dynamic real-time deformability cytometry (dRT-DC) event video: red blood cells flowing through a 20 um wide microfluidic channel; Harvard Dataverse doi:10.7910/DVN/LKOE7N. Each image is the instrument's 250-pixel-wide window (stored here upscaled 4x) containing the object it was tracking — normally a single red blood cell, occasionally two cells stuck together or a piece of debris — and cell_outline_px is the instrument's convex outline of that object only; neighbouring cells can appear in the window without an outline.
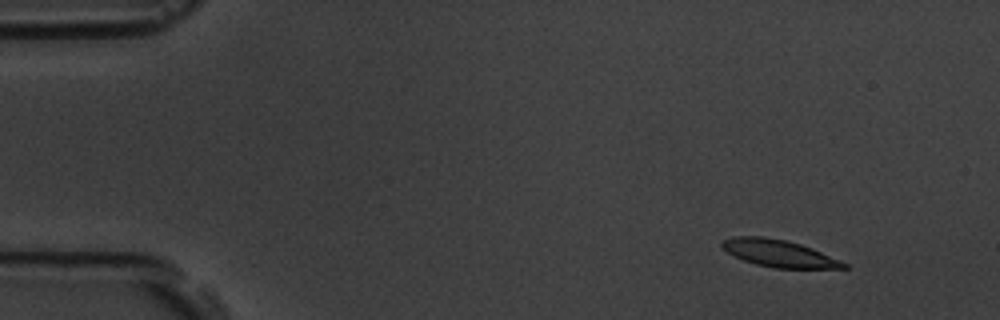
{"species": "common noctule bat (a hibernating species)", "species_latin": "Nyctalus noctula", "temperature_condition": "room temperature", "stored_images_in_passage": 5, "camera_frame_rate_fps": 3000, "um_per_image_px": 0.085, "animal": {"sex": "male", "body_mass_g": 19.5, "forearm_length_mm": 54.6}, "frame": {"image": 1, "passage_image": 2, "time_ms": 1.333, "image_size_px": [1000, 320], "cell_outline_px": [[848, 268], [772, 268], [756, 264], [744, 260], [720, 248], [720, 244], [724, 240], [732, 236], [764, 236], [784, 240], [800, 244], [812, 248], [840, 260], [848, 264]], "centroid_in_image_um": [66.19, 21.53], "position_along_channel_um": 18.8, "area_um2": 19.13}}
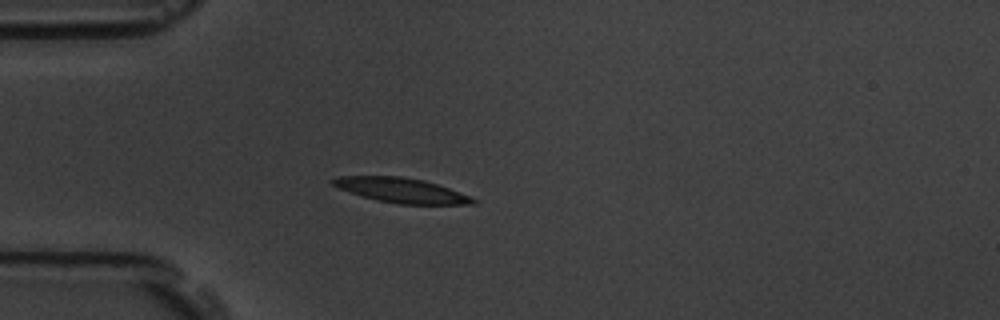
{"frame": {"image": 2, "passage_image": 4, "time_ms": 4.667, "image_size_px": [1000, 320], "cell_outline_px": [[476, 204], [400, 204], [376, 200], [340, 188], [332, 184], [332, 180], [336, 176], [400, 176], [424, 180], [448, 188], [468, 196], [476, 200]], "centroid_in_image_um": [34.11, 16.17], "position_along_channel_um": 50.9, "area_um2": 19.77}}